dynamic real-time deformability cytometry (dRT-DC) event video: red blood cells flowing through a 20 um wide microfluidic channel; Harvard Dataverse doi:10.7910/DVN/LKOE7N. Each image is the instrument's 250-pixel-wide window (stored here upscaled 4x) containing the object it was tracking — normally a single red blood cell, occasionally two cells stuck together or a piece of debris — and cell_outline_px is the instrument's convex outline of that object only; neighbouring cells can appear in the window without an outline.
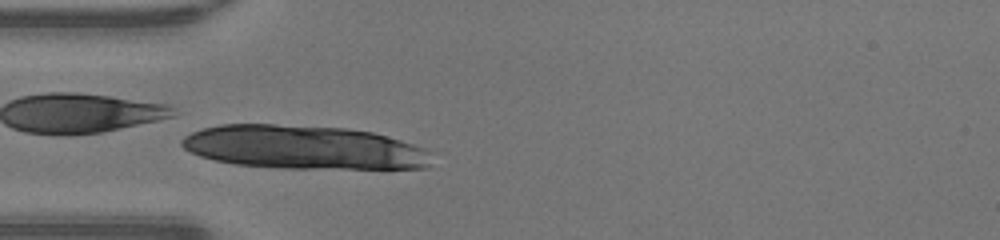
{"species": "human", "species_latin": "Homo sapiens", "temperature_condition": "warm", "stored_images_in_passage": 39, "camera_frame_rate_fps": 3000, "um_per_image_px": 0.085, "donor": {"sex": "male"}, "frame": {"image": 1, "passage_image": 7, "time_ms": 2.0, "image_size_px": [1000, 240], "cell_outline_px": [[428, 164], [424, 168], [280, 168], [236, 164], [216, 160], [200, 156], [184, 148], [180, 144], [180, 140], [184, 136], [192, 132], [204, 128], [220, 124], [272, 124], [348, 128], [372, 132], [400, 140], [424, 148]], "centroid_in_image_um": [25.72, 12.51], "position_along_channel_um": 59.3, "area_um2": 62.94}}